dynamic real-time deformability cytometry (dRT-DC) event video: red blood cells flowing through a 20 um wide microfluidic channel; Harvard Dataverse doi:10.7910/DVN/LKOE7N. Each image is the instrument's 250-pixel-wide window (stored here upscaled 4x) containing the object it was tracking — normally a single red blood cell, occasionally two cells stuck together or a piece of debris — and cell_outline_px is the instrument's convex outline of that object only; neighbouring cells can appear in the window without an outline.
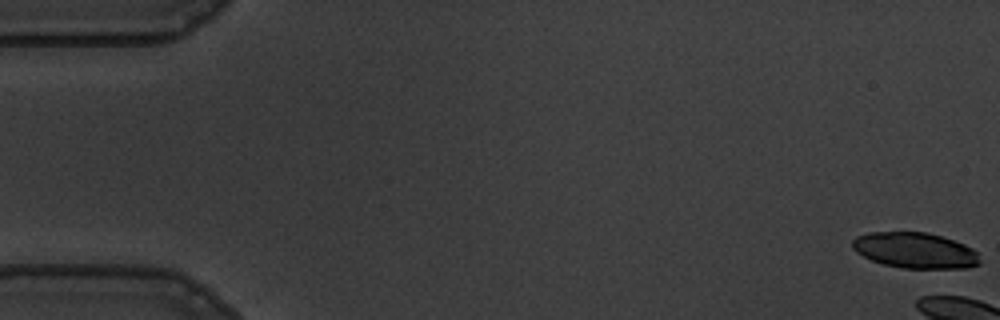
{"species": "common noctule bat (a hibernating species)", "species_latin": "Nyctalus noctula", "temperature_condition": "warm", "stored_images_in_passage": 6, "camera_frame_rate_fps": 3000, "um_per_image_px": 0.085, "animal": {"sex": "male", "body_mass_g": 19.5, "forearm_length_mm": 54.6}, "frame": {"image": 1, "passage_image": 1, "time_ms": 0.0, "image_size_px": [1000, 320], "cell_outline_px": [[980, 264], [968, 268], [904, 268], [884, 264], [872, 260], [856, 252], [852, 248], [852, 240], [856, 236], [868, 232], [928, 232], [964, 244], [972, 248], [976, 252], [980, 260]], "centroid_in_image_um": [77.77, 21.28], "position_along_channel_um": 7.2, "area_um2": 26.47}}